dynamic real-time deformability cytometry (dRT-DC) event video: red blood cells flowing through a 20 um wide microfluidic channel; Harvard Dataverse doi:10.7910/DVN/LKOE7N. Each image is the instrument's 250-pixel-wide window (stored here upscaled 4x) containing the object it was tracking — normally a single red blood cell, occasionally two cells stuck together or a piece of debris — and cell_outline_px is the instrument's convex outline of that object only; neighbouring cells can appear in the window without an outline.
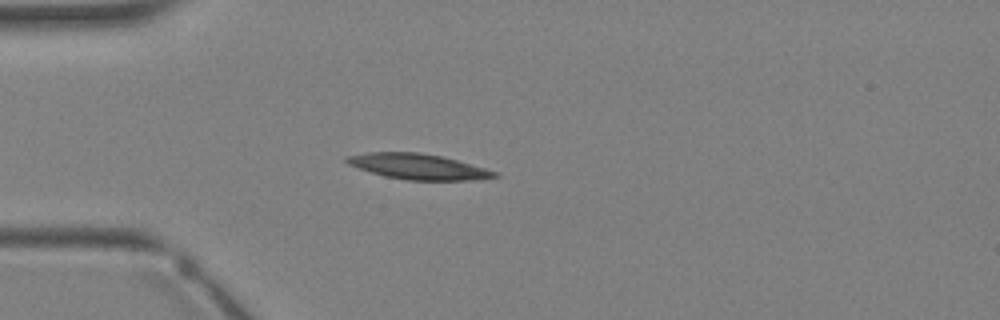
{"species": "Egyptian fruit bat (a non-hibernating species)", "species_latin": "Rousettus aegyptiacus", "temperature_condition": "warm", "stored_images_in_passage": 3, "camera_frame_rate_fps": 3000, "um_per_image_px": 0.085, "animal": {"sex": "female"}, "frame": {"image": 1, "passage_image": 3, "time_ms": 2.333, "image_size_px": [1000, 320], "cell_outline_px": [[500, 176], [480, 180], [408, 180], [384, 176], [348, 164], [344, 160], [344, 156], [368, 152], [420, 152], [440, 156], [456, 160], [500, 172]], "centroid_in_image_um": [35.57, 14.16], "position_along_channel_um": 49.4, "area_um2": 22.02}}